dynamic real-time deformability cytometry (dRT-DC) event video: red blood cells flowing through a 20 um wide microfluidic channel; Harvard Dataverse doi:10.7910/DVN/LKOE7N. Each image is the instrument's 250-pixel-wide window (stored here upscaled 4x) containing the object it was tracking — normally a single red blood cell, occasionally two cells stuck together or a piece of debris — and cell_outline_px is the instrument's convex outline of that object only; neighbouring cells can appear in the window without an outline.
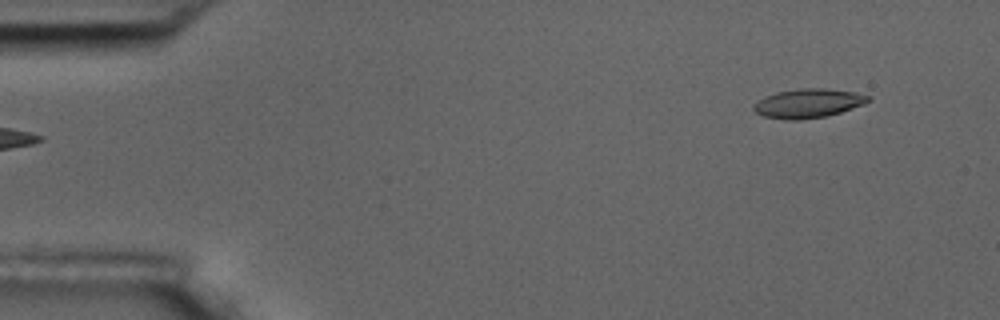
{"species": "common noctule bat (a hibernating species)", "species_latin": "Nyctalus noctula", "temperature_condition": "room temperature", "stored_images_in_passage": 5, "segment_of_instrument_passage": [2, 2], "camera_frame_rate_fps": 3000, "um_per_image_px": 0.085, "animal": {"sex": "male", "body_mass_g": 17.5, "forearm_length_mm": 52.3}, "frame": {"image": 1, "passage_image": 5, "time_ms": 5.333, "image_size_px": [1000, 320], "cell_outline_px": [[872, 96], [864, 104], [840, 112], [824, 116], [800, 120], [784, 120], [764, 116], [756, 112], [752, 108], [752, 104], [756, 100], [764, 96], [776, 92], [800, 88], [824, 88], [852, 92]], "centroid_in_image_um": [68.62, 8.78], "position_along_channel_um": 16.4, "area_um2": 19.42}}